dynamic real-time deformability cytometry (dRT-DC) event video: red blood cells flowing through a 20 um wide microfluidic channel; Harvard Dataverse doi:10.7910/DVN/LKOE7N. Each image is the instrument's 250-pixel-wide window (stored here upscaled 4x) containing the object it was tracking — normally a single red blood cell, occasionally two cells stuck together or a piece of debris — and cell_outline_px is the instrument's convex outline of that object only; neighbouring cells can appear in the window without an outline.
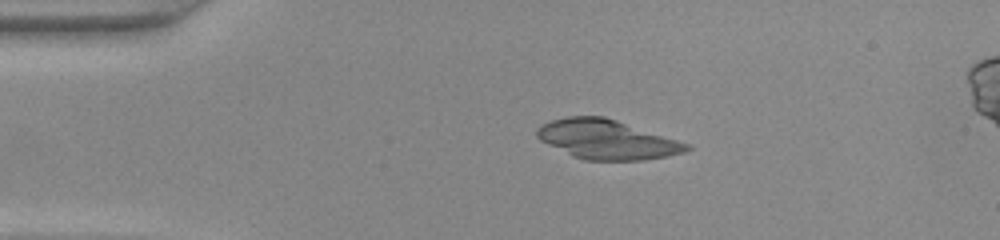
{"species": "common noctule bat (a hibernating species)", "species_latin": "Nyctalus noctula", "temperature_condition": "warm", "stored_images_in_passage": 46, "segment_of_instrument_passage": [1, 2], "camera_frame_rate_fps": 3000, "um_per_image_px": 0.085, "animal": {"sex": "female", "body_mass_g": 22.0, "forearm_length_mm": 56.7}, "frame": {"image": 1, "passage_image": 9, "time_ms": 2.667, "image_size_px": [1000, 240], "cell_outline_px": [[692, 148], [684, 152], [668, 156], [644, 160], [584, 160], [572, 156], [540, 140], [536, 136], [536, 132], [544, 124], [552, 120], [568, 116], [604, 116], [688, 144]], "centroid_in_image_um": [51.57, 11.86], "position_along_channel_um": 33.4, "area_um2": 33.76}}